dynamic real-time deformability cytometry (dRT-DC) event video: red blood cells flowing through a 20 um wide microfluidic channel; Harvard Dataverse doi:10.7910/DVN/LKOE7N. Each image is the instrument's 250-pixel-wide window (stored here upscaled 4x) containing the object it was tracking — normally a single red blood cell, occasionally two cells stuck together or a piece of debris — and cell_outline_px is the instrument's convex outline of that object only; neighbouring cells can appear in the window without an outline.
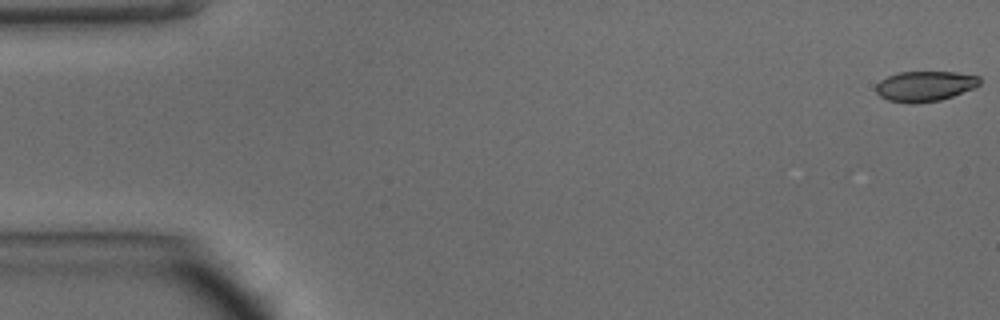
{"species": "common noctule bat (a hibernating species)", "species_latin": "Nyctalus noctula", "temperature_condition": "warm", "stored_images_in_passage": 11, "camera_frame_rate_fps": 3000, "um_per_image_px": 0.085, "animal": {"sex": "male", "body_mass_g": 15.6}, "frame": {"image": 1, "passage_image": 1, "time_ms": 0.0, "image_size_px": [1000, 320], "cell_outline_px": [[980, 84], [976, 88], [940, 100], [916, 104], [908, 104], [888, 100], [880, 96], [876, 92], [876, 84], [880, 80], [888, 76], [900, 72], [956, 72], [980, 76]], "centroid_in_image_um": [78.63, 7.33], "position_along_channel_um": 6.4, "area_um2": 18.5}}